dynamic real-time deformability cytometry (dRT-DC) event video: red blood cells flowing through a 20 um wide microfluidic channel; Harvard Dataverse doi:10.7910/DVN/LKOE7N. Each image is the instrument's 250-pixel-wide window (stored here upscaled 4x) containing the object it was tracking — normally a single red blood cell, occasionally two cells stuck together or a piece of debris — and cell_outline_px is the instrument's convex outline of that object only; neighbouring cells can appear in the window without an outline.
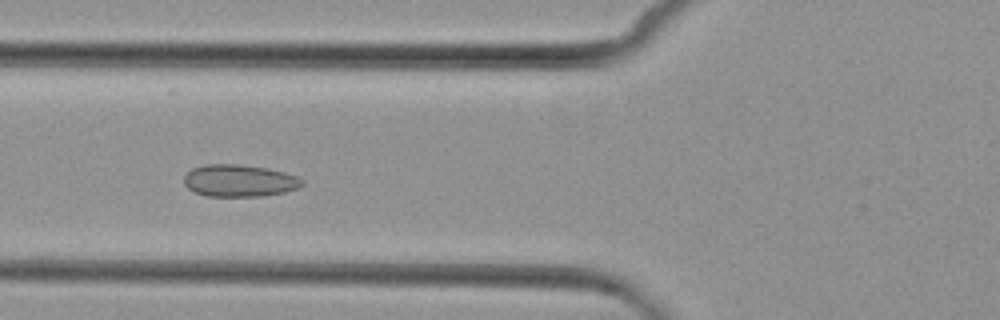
{"species": "common noctule bat (a hibernating species)", "species_latin": "Nyctalus noctula", "temperature_condition": "cold", "stored_images_in_passage": 6, "camera_frame_rate_fps": 3000, "um_per_image_px": 0.085, "animal": {"sex": "female", "body_mass_g": 29.2, "forearm_length_mm": 56.3}, "frame": {"image": 1, "passage_image": 4, "time_ms": 3.667, "image_size_px": [1000, 320], "cell_outline_px": [[304, 184], [300, 188], [284, 192], [260, 196], [208, 196], [196, 192], [188, 188], [184, 184], [184, 176], [192, 168], [204, 164], [240, 164], [268, 168], [284, 172], [296, 176], [304, 180]], "centroid_in_image_um": [20.36, 15.35], "position_along_channel_um": 105.4, "area_um2": 22.2}}
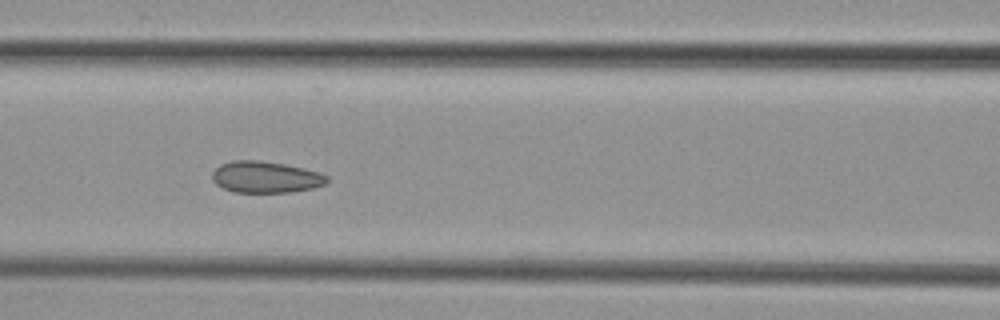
{"frame": {"image": 2, "passage_image": 5, "time_ms": 4.667, "image_size_px": [1000, 320], "cell_outline_px": [[328, 184], [312, 188], [292, 192], [232, 192], [216, 184], [212, 180], [212, 172], [220, 164], [232, 160], [256, 160], [284, 164], [304, 168], [320, 172], [328, 176]], "centroid_in_image_um": [22.59, 15.05], "position_along_channel_um": 144.0, "area_um2": 21.21}}
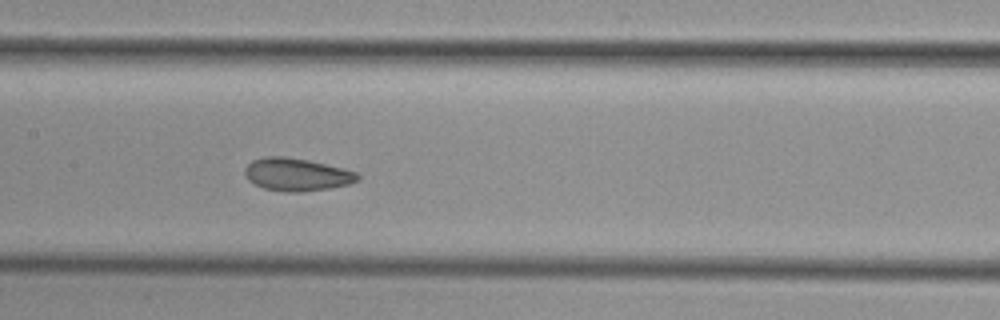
{"frame": {"image": 3, "passage_image": 6, "time_ms": 5.667, "image_size_px": [1000, 320], "cell_outline_px": [[360, 180], [348, 184], [328, 188], [300, 192], [288, 192], [264, 188], [252, 184], [248, 180], [244, 172], [244, 168], [252, 160], [264, 156], [284, 156], [308, 160], [356, 172], [360, 176]], "centroid_in_image_um": [25.17, 14.83], "position_along_channel_um": 182.2, "area_um2": 21.44}}